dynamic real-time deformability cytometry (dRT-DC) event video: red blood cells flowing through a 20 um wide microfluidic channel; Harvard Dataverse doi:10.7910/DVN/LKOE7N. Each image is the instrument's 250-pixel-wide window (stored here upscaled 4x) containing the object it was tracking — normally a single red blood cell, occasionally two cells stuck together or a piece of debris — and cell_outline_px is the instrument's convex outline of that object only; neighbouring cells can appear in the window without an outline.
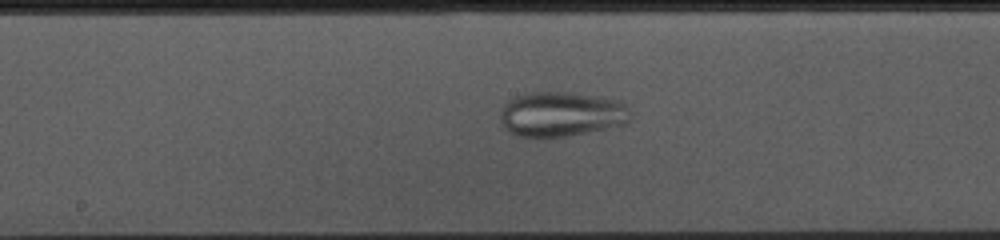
{"species": "common noctule bat (a hibernating species)", "species_latin": "Nyctalus noctula", "temperature_condition": "cold", "stored_images_in_passage": 48, "camera_frame_rate_fps": 3000, "um_per_image_px": 0.085, "animal": {"sex": "female", "body_mass_g": 10.0, "forearm_length_mm": 53.1}, "frame": {"image": 1, "passage_image": 26, "time_ms": 8.333, "image_size_px": [1000, 240], "cell_outline_px": [[632, 116], [628, 124], [564, 136], [516, 136], [500, 120], [500, 112], [504, 104], [508, 100], [516, 96], [528, 92], [576, 92], [600, 96], [620, 100], [632, 112]], "centroid_in_image_um": [47.77, 9.67], "position_along_channel_um": 200.4, "area_um2": 34.1}}
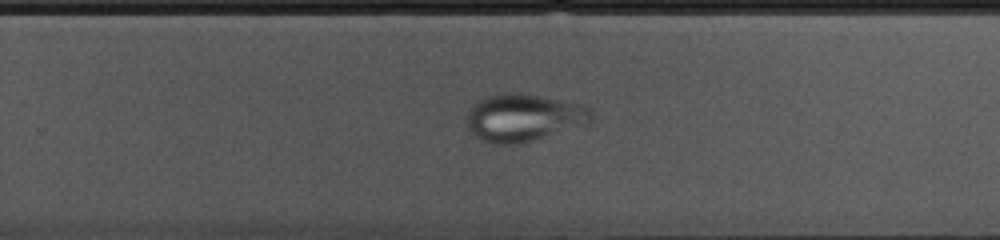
{"frame": {"image": 2, "passage_image": 33, "time_ms": 10.667, "image_size_px": [1000, 240], "cell_outline_px": [[592, 120], [588, 124], [532, 140], [512, 144], [496, 144], [484, 140], [476, 136], [468, 128], [468, 112], [484, 96], [520, 92], [584, 104], [592, 108]], "centroid_in_image_um": [44.58, 9.98], "position_along_channel_um": 285.2, "area_um2": 34.1}}
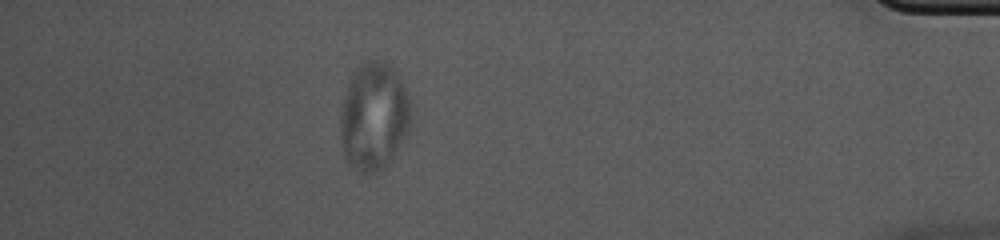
{"frame": {"image": 3, "passage_image": 47, "time_ms": 15.333, "image_size_px": [1000, 240], "cell_outline_px": [[412, 112], [408, 140], [388, 164], [380, 172], [364, 176], [356, 172], [348, 164], [344, 156], [340, 140], [340, 116], [344, 92], [352, 72], [356, 64], [368, 60], [384, 60], [400, 76], [408, 92]], "centroid_in_image_um": [31.79, 9.94], "position_along_channel_um": 403.4, "area_um2": 46.41}}